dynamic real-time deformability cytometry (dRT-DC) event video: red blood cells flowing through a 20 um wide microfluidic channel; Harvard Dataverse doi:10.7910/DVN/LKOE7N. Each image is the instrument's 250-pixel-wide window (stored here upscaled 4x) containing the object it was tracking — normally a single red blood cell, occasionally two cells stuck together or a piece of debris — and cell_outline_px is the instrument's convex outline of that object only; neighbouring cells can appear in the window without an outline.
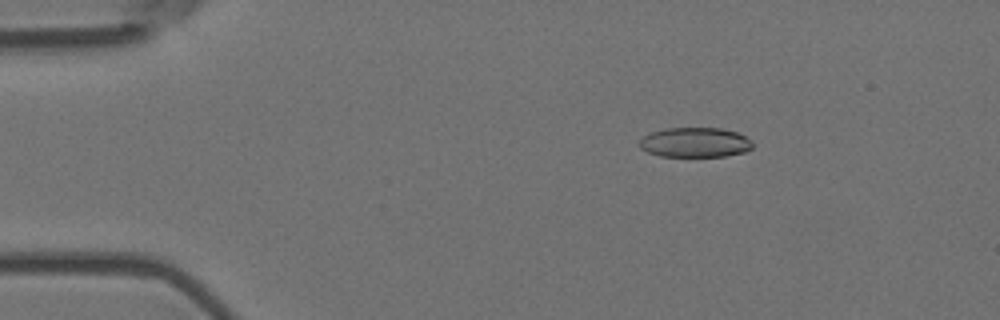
{"species": "Egyptian fruit bat (a non-hibernating species)", "species_latin": "Rousettus aegyptiacus", "temperature_condition": "room temperature", "stored_images_in_passage": 53, "camera_frame_rate_fps": 3000, "um_per_image_px": 0.085, "animal": {"sex": "female"}, "frame": {"image": 1, "passage_image": 7, "time_ms": 2.0, "image_size_px": [1000, 320], "cell_outline_px": [[752, 148], [744, 152], [724, 156], [660, 156], [648, 152], [640, 148], [640, 140], [644, 136], [652, 132], [668, 128], [720, 128], [736, 132], [752, 140]], "centroid_in_image_um": [59.09, 12.1], "position_along_channel_um": 25.9, "area_um2": 19.48}}
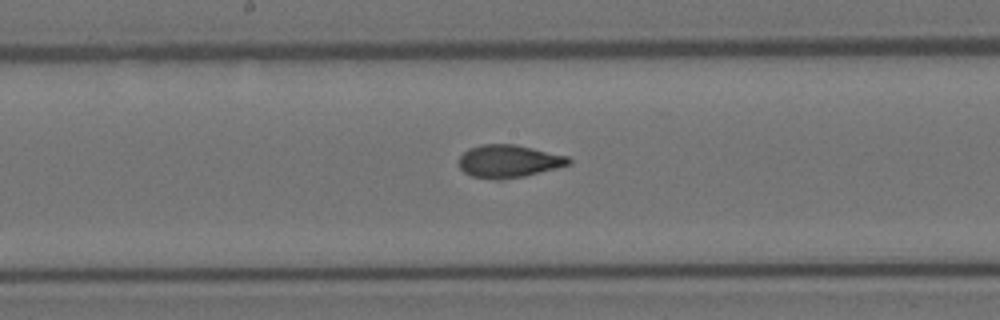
{"frame": {"image": 2, "passage_image": 27, "time_ms": 8.667, "image_size_px": [1000, 320], "cell_outline_px": [[572, 164], [524, 176], [500, 180], [496, 180], [472, 176], [464, 172], [460, 168], [460, 156], [468, 148], [480, 144], [516, 144], [568, 156], [572, 160]], "centroid_in_image_um": [43.25, 13.7], "position_along_channel_um": 204.9, "area_um2": 21.04}}
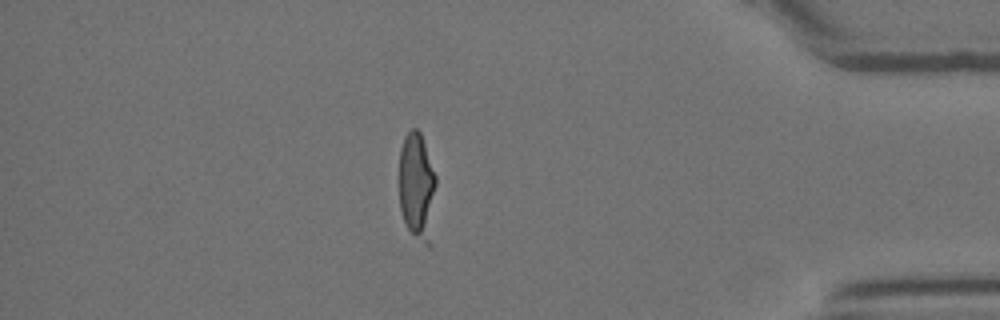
{"frame": {"image": 3, "passage_image": 46, "time_ms": 15.0, "image_size_px": [1000, 320], "cell_outline_px": [[436, 184], [432, 248], [428, 248], [408, 228], [404, 220], [400, 208], [400, 148], [404, 136], [412, 128], [416, 128], [420, 132], [436, 176]], "centroid_in_image_um": [35.48, 15.91], "position_along_channel_um": 399.7, "area_um2": 23.47}, "authors_computed_cell_mechanics": {"area_um2": 21.2704, "velocity_mm_per_s": 3.6767, "shape_relaxation_time_tau1_ms": 5.527, "shape_relaxation_time_tau2_ms": 1.4138, "deformation_change_tau1": 0.1776, "deformation_change_tau2": 0.0776}}